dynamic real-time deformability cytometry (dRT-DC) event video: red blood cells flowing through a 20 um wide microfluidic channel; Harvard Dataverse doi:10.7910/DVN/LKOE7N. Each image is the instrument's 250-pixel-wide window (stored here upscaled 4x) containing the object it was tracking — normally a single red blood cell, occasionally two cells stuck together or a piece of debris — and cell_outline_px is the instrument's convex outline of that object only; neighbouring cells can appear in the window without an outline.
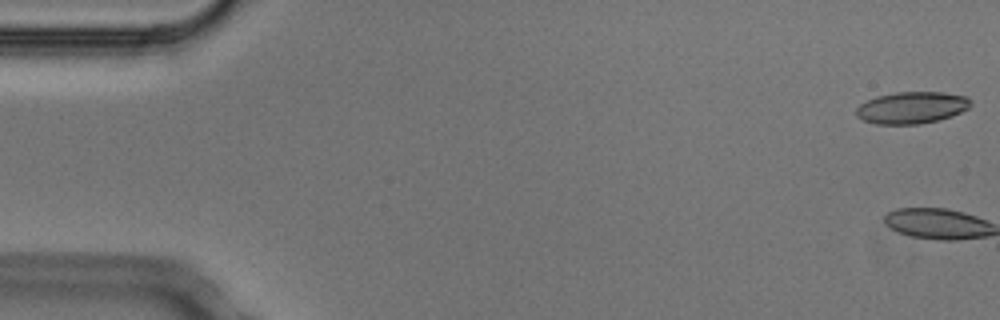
{"species": "Egyptian fruit bat (a non-hibernating species)", "species_latin": "Rousettus aegyptiacus", "temperature_condition": "cold", "stored_images_in_passage": 5, "camera_frame_rate_fps": 3000, "um_per_image_px": 0.085, "animal": {"sex": "male"}, "frame": {"image": 1, "passage_image": 1, "time_ms": 0.0, "image_size_px": [1000, 320], "cell_outline_px": [[972, 104], [968, 108], [960, 112], [936, 120], [920, 124], [876, 124], [864, 120], [856, 116], [856, 108], [860, 104], [876, 96], [896, 92], [944, 92], [968, 96], [972, 100]], "centroid_in_image_um": [77.5, 9.13], "position_along_channel_um": 7.5, "area_um2": 21.21}}